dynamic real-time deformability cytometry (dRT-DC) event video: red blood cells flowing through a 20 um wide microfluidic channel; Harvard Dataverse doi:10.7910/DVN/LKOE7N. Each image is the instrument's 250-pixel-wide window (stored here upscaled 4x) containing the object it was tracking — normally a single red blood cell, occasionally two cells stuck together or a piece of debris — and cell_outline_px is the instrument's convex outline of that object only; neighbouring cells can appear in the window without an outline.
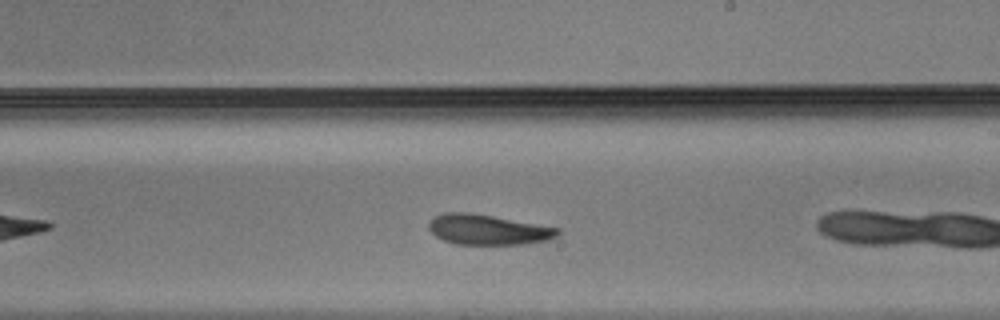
{"species": "Egyptian fruit bat (a non-hibernating species)", "species_latin": "Rousettus aegyptiacus", "temperature_condition": "warm", "stored_images_in_passage": 14, "camera_frame_rate_fps": 3000, "um_per_image_px": 0.085, "animal": {"sex": "male"}, "frame": {"image": 1, "passage_image": 13, "time_ms": 4.0, "image_size_px": [1000, 320], "cell_outline_px": [[560, 232], [556, 236], [548, 240], [524, 244], [456, 244], [444, 240], [436, 236], [428, 228], [428, 224], [432, 216], [444, 212], [472, 212], [560, 228]], "centroid_in_image_um": [41.45, 19.5], "position_along_channel_um": 247.6, "area_um2": 22.83}}